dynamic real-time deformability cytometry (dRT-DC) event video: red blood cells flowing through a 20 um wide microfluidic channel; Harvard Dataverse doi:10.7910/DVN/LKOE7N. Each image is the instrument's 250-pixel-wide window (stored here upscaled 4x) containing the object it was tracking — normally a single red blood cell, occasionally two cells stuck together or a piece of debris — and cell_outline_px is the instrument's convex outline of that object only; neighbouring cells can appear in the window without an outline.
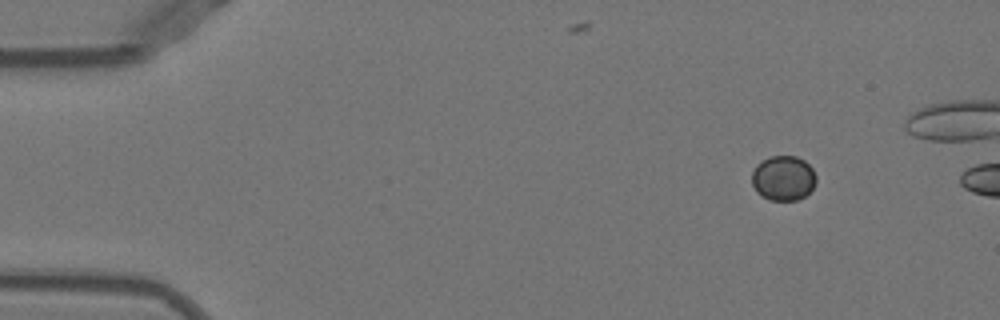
{"species": "Egyptian fruit bat (a non-hibernating species)", "species_latin": "Rousettus aegyptiacus", "temperature_condition": "warm", "stored_images_in_passage": 4, "camera_frame_rate_fps": 3000, "um_per_image_px": 0.085, "animal": {"sex": "female"}, "frame": {"image": 1, "passage_image": 1, "time_ms": 0.0, "image_size_px": [1000, 320], "cell_outline_px": [[816, 184], [804, 196], [796, 200], [768, 200], [760, 196], [756, 192], [752, 184], [752, 172], [756, 164], [760, 160], [768, 156], [796, 156], [804, 160], [812, 168], [816, 176]], "centroid_in_image_um": [66.55, 15.13], "position_along_channel_um": 18.4, "area_um2": 17.05}}